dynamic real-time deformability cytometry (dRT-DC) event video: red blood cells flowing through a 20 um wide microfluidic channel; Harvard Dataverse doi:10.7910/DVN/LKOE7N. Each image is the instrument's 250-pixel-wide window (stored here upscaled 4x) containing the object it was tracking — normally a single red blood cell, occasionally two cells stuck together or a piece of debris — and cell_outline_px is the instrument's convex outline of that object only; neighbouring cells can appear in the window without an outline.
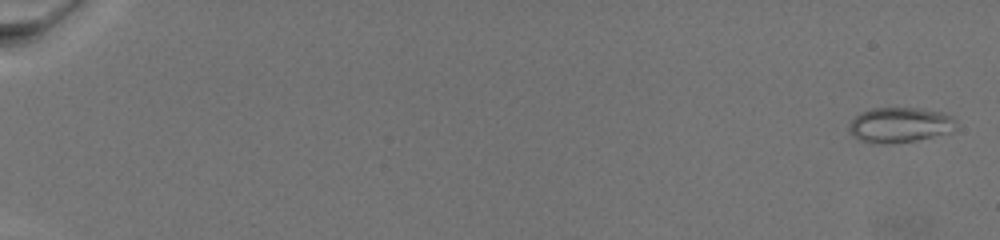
{"species": "common noctule bat (a hibernating species)", "species_latin": "Nyctalus noctula", "temperature_condition": "warm", "stored_images_in_passage": 16, "camera_frame_rate_fps": 3000, "um_per_image_px": 0.085, "animal": {"sex": "female", "body_mass_g": 19.5, "forearm_length_mm": 54.1}, "frame": {"image": 1, "passage_image": 1, "time_ms": 0.0, "image_size_px": [1000, 240], "cell_outline_px": [[956, 128], [952, 132], [916, 140], [892, 144], [872, 144], [860, 140], [848, 132], [848, 124], [860, 112], [872, 108], [920, 108], [944, 112], [952, 116], [956, 120]], "centroid_in_image_um": [76.48, 10.62], "position_along_channel_um": 8.5, "area_um2": 22.37}}
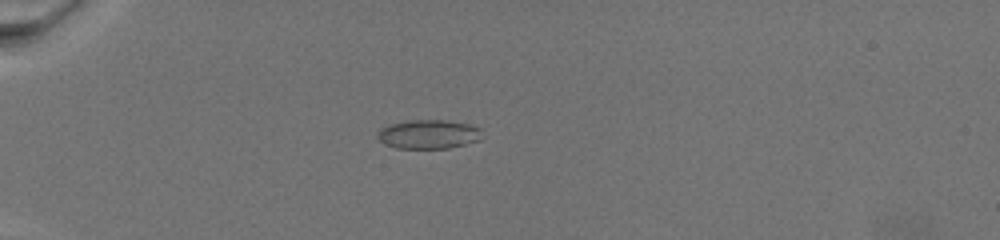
{"frame": {"image": 2, "passage_image": 11, "time_ms": 7.333, "image_size_px": [1000, 240], "cell_outline_px": [[480, 140], [448, 148], [396, 148], [384, 144], [376, 136], [376, 132], [380, 128], [392, 124], [408, 120], [444, 120], [468, 124], [480, 128]], "centroid_in_image_um": [36.38, 11.41], "position_along_channel_um": 48.6, "area_um2": 17.57}}
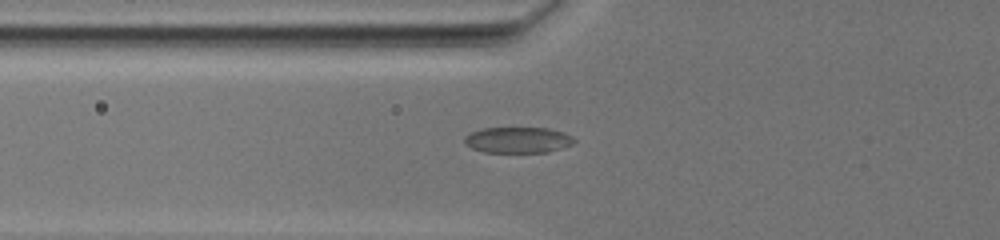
{"frame": {"image": 3, "passage_image": 15, "time_ms": 9.667, "image_size_px": [1000, 240], "cell_outline_px": [[576, 140], [572, 144], [548, 152], [484, 152], [472, 148], [464, 144], [464, 136], [468, 132], [484, 128], [548, 128], [564, 132], [572, 136]], "centroid_in_image_um": [43.99, 11.89], "position_along_channel_um": 81.8, "area_um2": 16.65}}